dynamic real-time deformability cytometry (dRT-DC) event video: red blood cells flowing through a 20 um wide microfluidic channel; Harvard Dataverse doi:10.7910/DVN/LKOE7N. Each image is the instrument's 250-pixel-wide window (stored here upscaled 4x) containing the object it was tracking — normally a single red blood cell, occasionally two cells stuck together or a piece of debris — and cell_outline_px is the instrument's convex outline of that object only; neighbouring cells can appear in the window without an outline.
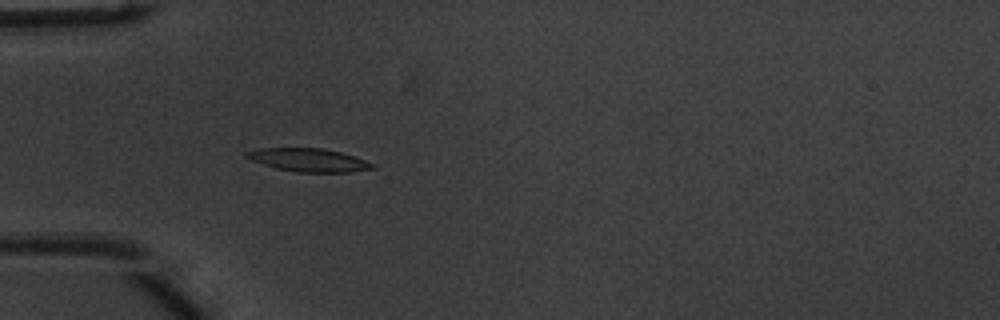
{"species": "common noctule bat (a hibernating species)", "species_latin": "Nyctalus noctula", "temperature_condition": "warm", "stored_images_in_passage": 47, "camera_frame_rate_fps": 3000, "um_per_image_px": 0.085, "animal": {"sex": "male", "body_mass_g": 20.1, "forearm_length_mm": 53.5}, "frame": {"image": 1, "passage_image": 12, "time_ms": 3.667, "image_size_px": [1000, 320], "cell_outline_px": [[376, 168], [352, 172], [296, 172], [276, 168], [252, 160], [244, 156], [244, 152], [260, 148], [320, 148], [340, 152], [376, 164]], "centroid_in_image_um": [26.24, 13.6], "position_along_channel_um": 58.8, "area_um2": 16.94}}
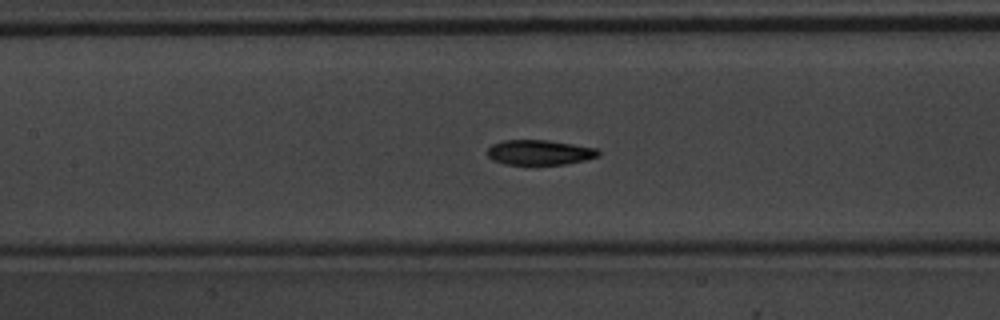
{"frame": {"image": 2, "passage_image": 20, "time_ms": 6.333, "image_size_px": [1000, 320], "cell_outline_px": [[600, 156], [584, 160], [564, 164], [504, 164], [492, 160], [488, 156], [488, 148], [492, 144], [504, 140], [548, 140], [600, 148]], "centroid_in_image_um": [45.89, 12.95], "position_along_channel_um": 161.5, "area_um2": 16.24}}
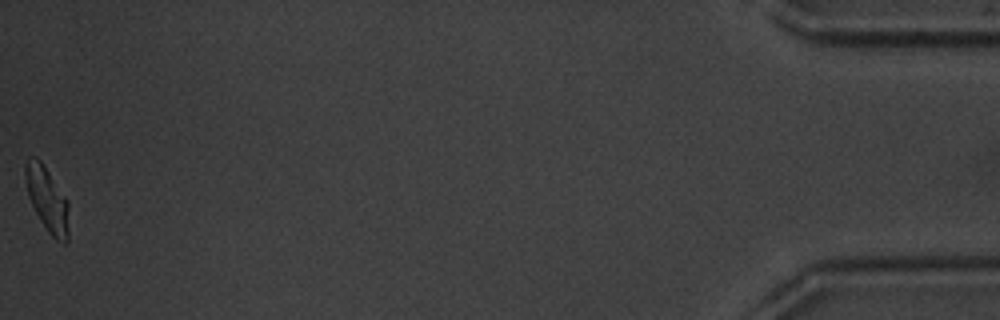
{"frame": {"image": 3, "passage_image": 47, "time_ms": 15.333, "image_size_px": [1000, 320], "cell_outline_px": [[68, 244], [64, 244], [56, 240], [48, 232], [40, 220], [28, 196], [24, 172], [24, 164], [28, 156], [36, 156], [44, 164], [68, 200]], "centroid_in_image_um": [4.01, 16.91], "position_along_channel_um": 431.2, "area_um2": 16.65}, "authors_computed_cell_mechanics": {"area_um2": 16.5308, "velocity_mm_per_s": 4.028, "shape_relaxation_time_tau1_ms": 3.443, "shape_relaxation_time_tau2_ms": 1.7954, "deformation_change_tau1": 0.1449, "deformation_change_tau2": 0.0753}}